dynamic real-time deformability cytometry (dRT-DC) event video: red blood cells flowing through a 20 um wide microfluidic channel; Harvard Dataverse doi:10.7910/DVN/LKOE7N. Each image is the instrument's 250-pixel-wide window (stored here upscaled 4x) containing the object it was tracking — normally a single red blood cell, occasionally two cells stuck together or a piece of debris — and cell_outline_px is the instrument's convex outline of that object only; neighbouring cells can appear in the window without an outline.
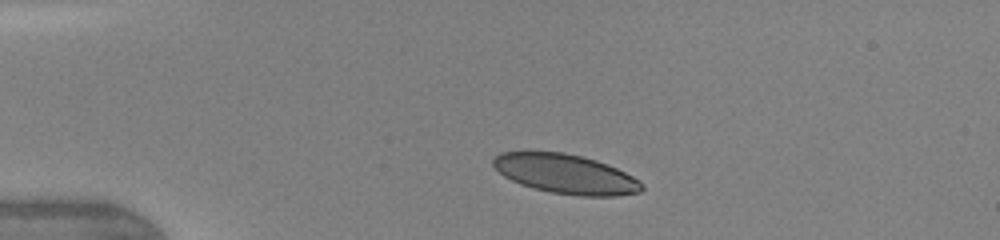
{"species": "human", "species_latin": "Homo sapiens", "temperature_condition": "warm", "stored_images_in_passage": 14, "camera_frame_rate_fps": 3000, "um_per_image_px": 0.085, "donor": {"sex": "female"}, "frame": {"image": 1, "passage_image": 4, "time_ms": 1.333, "image_size_px": [1000, 240], "cell_outline_px": [[644, 188], [640, 192], [616, 196], [580, 196], [552, 192], [532, 188], [520, 184], [504, 176], [492, 164], [492, 160], [500, 152], [560, 152], [580, 156], [596, 160], [616, 168], [632, 176], [644, 184]], "centroid_in_image_um": [48.09, 14.8], "position_along_channel_um": 36.9, "area_um2": 33.87}}